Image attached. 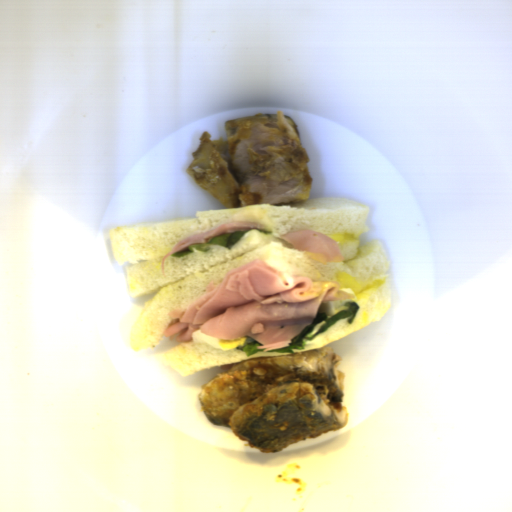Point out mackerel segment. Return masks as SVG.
I'll list each match as a JSON object with an SVG mask.
<instances>
[{
	"mask_svg": "<svg viewBox=\"0 0 512 512\" xmlns=\"http://www.w3.org/2000/svg\"><path fill=\"white\" fill-rule=\"evenodd\" d=\"M227 139L202 132L185 173L226 209L309 199L310 155L285 111L225 121Z\"/></svg>",
	"mask_w": 512,
	"mask_h": 512,
	"instance_id": "obj_2",
	"label": "mackerel segment"
},
{
	"mask_svg": "<svg viewBox=\"0 0 512 512\" xmlns=\"http://www.w3.org/2000/svg\"><path fill=\"white\" fill-rule=\"evenodd\" d=\"M343 359L334 348L237 363L200 387L202 414L259 452L339 431L349 421Z\"/></svg>",
	"mask_w": 512,
	"mask_h": 512,
	"instance_id": "obj_1",
	"label": "mackerel segment"
}]
</instances>
